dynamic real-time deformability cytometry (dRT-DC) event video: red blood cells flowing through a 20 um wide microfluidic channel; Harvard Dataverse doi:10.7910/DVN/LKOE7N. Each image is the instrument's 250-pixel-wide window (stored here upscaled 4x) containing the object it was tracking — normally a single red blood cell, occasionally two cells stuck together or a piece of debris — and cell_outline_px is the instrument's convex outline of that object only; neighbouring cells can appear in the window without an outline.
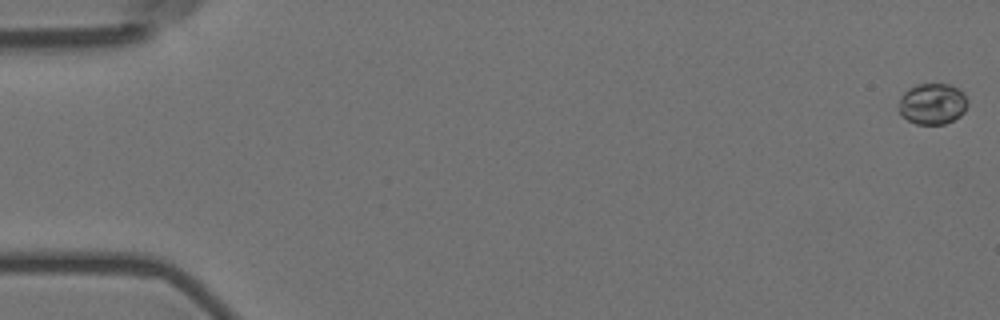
{"species": "Egyptian fruit bat (a non-hibernating species)", "species_latin": "Rousettus aegyptiacus", "temperature_condition": "room temperature", "stored_images_in_passage": 57, "camera_frame_rate_fps": 3000, "um_per_image_px": 0.085, "animal": {"sex": "female"}, "frame": {"image": 1, "passage_image": 1, "time_ms": 0.0, "image_size_px": [1000, 320], "cell_outline_px": [[968, 104], [964, 112], [960, 116], [944, 124], [916, 124], [908, 120], [900, 112], [900, 96], [908, 88], [916, 84], [948, 84], [964, 92], [968, 100]], "centroid_in_image_um": [79.28, 8.81], "position_along_channel_um": 5.7, "area_um2": 16.47}}
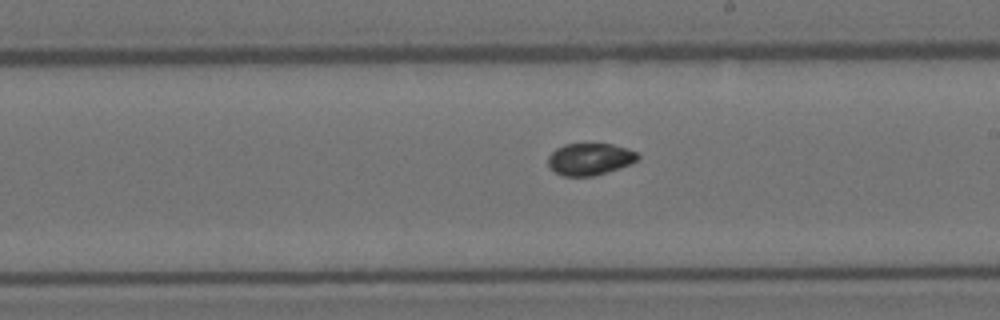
{"frame": {"image": 2, "passage_image": 33, "time_ms": 10.667, "image_size_px": [1000, 320], "cell_outline_px": [[640, 156], [636, 160], [628, 164], [592, 176], [564, 176], [556, 172], [548, 164], [548, 156], [556, 148], [564, 144], [612, 144], [636, 152]], "centroid_in_image_um": [50.09, 13.51], "position_along_channel_um": 238.9, "area_um2": 16.24}}
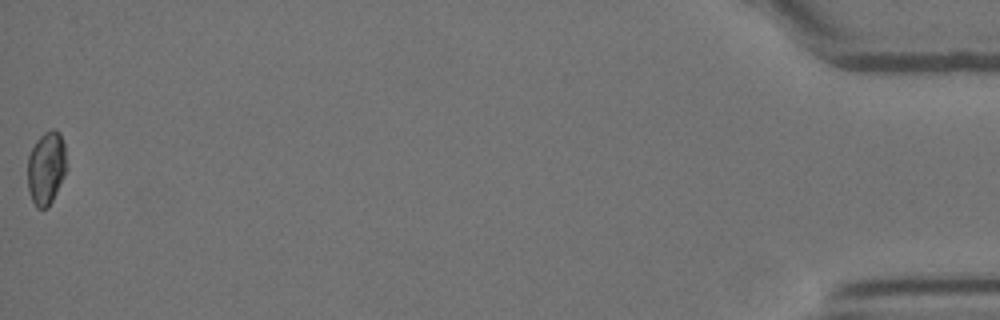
{"frame": {"image": 3, "passage_image": 57, "time_ms": 18.667, "image_size_px": [1000, 320], "cell_outline_px": [[68, 168], [48, 208], [36, 208], [32, 200], [28, 188], [28, 156], [36, 140], [44, 132], [52, 128], [56, 128], [60, 132], [64, 144]], "centroid_in_image_um": [3.95, 14.24], "position_along_channel_um": 431.3, "area_um2": 16.82}, "authors_computed_cell_mechanics": {"area_um2": 16.8198, "velocity_mm_per_s": 3.6285, "shape_relaxation_time_tau1_ms": null, "shape_relaxation_time_tau2_ms": 4.3195, "deformation_change_tau1": null, "deformation_change_tau2": 0.0478}}